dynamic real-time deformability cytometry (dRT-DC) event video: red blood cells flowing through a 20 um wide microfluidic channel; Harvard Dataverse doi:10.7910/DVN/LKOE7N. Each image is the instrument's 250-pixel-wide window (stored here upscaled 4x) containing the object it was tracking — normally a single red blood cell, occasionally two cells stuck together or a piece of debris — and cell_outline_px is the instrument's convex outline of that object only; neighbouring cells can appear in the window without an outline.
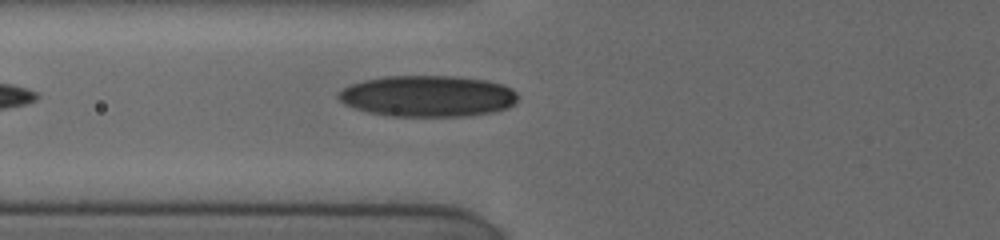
{"species": "human", "species_latin": "Homo sapiens", "temperature_condition": "cold", "stored_images_in_passage": 5, "camera_frame_rate_fps": 3000, "um_per_image_px": 0.085, "donor": {"sex": "female"}, "frame": {"image": 1, "passage_image": 5, "time_ms": 4.333, "image_size_px": [1000, 240], "cell_outline_px": [[516, 100], [508, 108], [492, 112], [464, 116], [388, 116], [368, 112], [344, 104], [336, 96], [336, 92], [352, 84], [364, 80], [384, 76], [452, 76], [488, 80], [512, 88], [516, 92]], "centroid_in_image_um": [36.33, 8.17], "position_along_channel_um": 89.5, "area_um2": 43.12}}